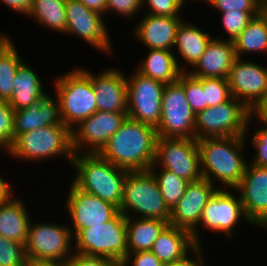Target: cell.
<instances>
[{
  "label": "cell",
  "mask_w": 267,
  "mask_h": 266,
  "mask_svg": "<svg viewBox=\"0 0 267 266\" xmlns=\"http://www.w3.org/2000/svg\"><path fill=\"white\" fill-rule=\"evenodd\" d=\"M250 110L238 99L230 100L196 114L195 139L244 136Z\"/></svg>",
  "instance_id": "cell-10"
},
{
  "label": "cell",
  "mask_w": 267,
  "mask_h": 266,
  "mask_svg": "<svg viewBox=\"0 0 267 266\" xmlns=\"http://www.w3.org/2000/svg\"><path fill=\"white\" fill-rule=\"evenodd\" d=\"M239 193L245 214L259 230H267V167L248 162L239 185Z\"/></svg>",
  "instance_id": "cell-18"
},
{
  "label": "cell",
  "mask_w": 267,
  "mask_h": 266,
  "mask_svg": "<svg viewBox=\"0 0 267 266\" xmlns=\"http://www.w3.org/2000/svg\"><path fill=\"white\" fill-rule=\"evenodd\" d=\"M253 121L255 119L250 116L244 136L197 139L202 176L214 186L220 183L216 185L219 189L234 190L239 185L249 162L244 151Z\"/></svg>",
  "instance_id": "cell-1"
},
{
  "label": "cell",
  "mask_w": 267,
  "mask_h": 266,
  "mask_svg": "<svg viewBox=\"0 0 267 266\" xmlns=\"http://www.w3.org/2000/svg\"><path fill=\"white\" fill-rule=\"evenodd\" d=\"M250 116L267 127V112H250Z\"/></svg>",
  "instance_id": "cell-51"
},
{
  "label": "cell",
  "mask_w": 267,
  "mask_h": 266,
  "mask_svg": "<svg viewBox=\"0 0 267 266\" xmlns=\"http://www.w3.org/2000/svg\"><path fill=\"white\" fill-rule=\"evenodd\" d=\"M67 266H122V263L107 257L87 255L74 251L67 262Z\"/></svg>",
  "instance_id": "cell-43"
},
{
  "label": "cell",
  "mask_w": 267,
  "mask_h": 266,
  "mask_svg": "<svg viewBox=\"0 0 267 266\" xmlns=\"http://www.w3.org/2000/svg\"><path fill=\"white\" fill-rule=\"evenodd\" d=\"M196 114L190 107L183 85L165 84L162 94L161 119L156 127L158 137L195 138Z\"/></svg>",
  "instance_id": "cell-13"
},
{
  "label": "cell",
  "mask_w": 267,
  "mask_h": 266,
  "mask_svg": "<svg viewBox=\"0 0 267 266\" xmlns=\"http://www.w3.org/2000/svg\"><path fill=\"white\" fill-rule=\"evenodd\" d=\"M150 168H163L188 182L202 176L200 152L195 138H163L156 141V158Z\"/></svg>",
  "instance_id": "cell-12"
},
{
  "label": "cell",
  "mask_w": 267,
  "mask_h": 266,
  "mask_svg": "<svg viewBox=\"0 0 267 266\" xmlns=\"http://www.w3.org/2000/svg\"><path fill=\"white\" fill-rule=\"evenodd\" d=\"M236 58L233 41L213 37L188 73L200 78H228Z\"/></svg>",
  "instance_id": "cell-22"
},
{
  "label": "cell",
  "mask_w": 267,
  "mask_h": 266,
  "mask_svg": "<svg viewBox=\"0 0 267 266\" xmlns=\"http://www.w3.org/2000/svg\"><path fill=\"white\" fill-rule=\"evenodd\" d=\"M72 182L80 189L110 202L120 209L123 199L124 179L129 172L115 166L99 153H77L73 155Z\"/></svg>",
  "instance_id": "cell-3"
},
{
  "label": "cell",
  "mask_w": 267,
  "mask_h": 266,
  "mask_svg": "<svg viewBox=\"0 0 267 266\" xmlns=\"http://www.w3.org/2000/svg\"><path fill=\"white\" fill-rule=\"evenodd\" d=\"M25 258L23 244L0 236V266H23Z\"/></svg>",
  "instance_id": "cell-38"
},
{
  "label": "cell",
  "mask_w": 267,
  "mask_h": 266,
  "mask_svg": "<svg viewBox=\"0 0 267 266\" xmlns=\"http://www.w3.org/2000/svg\"><path fill=\"white\" fill-rule=\"evenodd\" d=\"M178 81L183 85L186 99L195 114L205 110L207 104H205V91H203L202 87V78L193 77L188 72H183Z\"/></svg>",
  "instance_id": "cell-35"
},
{
  "label": "cell",
  "mask_w": 267,
  "mask_h": 266,
  "mask_svg": "<svg viewBox=\"0 0 267 266\" xmlns=\"http://www.w3.org/2000/svg\"><path fill=\"white\" fill-rule=\"evenodd\" d=\"M203 245H196L187 255L183 258L173 261L168 264H164V266H207V258ZM191 254V255H190ZM193 255V256H192ZM205 255V256H204Z\"/></svg>",
  "instance_id": "cell-45"
},
{
  "label": "cell",
  "mask_w": 267,
  "mask_h": 266,
  "mask_svg": "<svg viewBox=\"0 0 267 266\" xmlns=\"http://www.w3.org/2000/svg\"><path fill=\"white\" fill-rule=\"evenodd\" d=\"M14 109L7 101L0 100V151L7 152L13 142L14 137Z\"/></svg>",
  "instance_id": "cell-37"
},
{
  "label": "cell",
  "mask_w": 267,
  "mask_h": 266,
  "mask_svg": "<svg viewBox=\"0 0 267 266\" xmlns=\"http://www.w3.org/2000/svg\"><path fill=\"white\" fill-rule=\"evenodd\" d=\"M168 224L158 218L126 217L127 253L150 251Z\"/></svg>",
  "instance_id": "cell-29"
},
{
  "label": "cell",
  "mask_w": 267,
  "mask_h": 266,
  "mask_svg": "<svg viewBox=\"0 0 267 266\" xmlns=\"http://www.w3.org/2000/svg\"><path fill=\"white\" fill-rule=\"evenodd\" d=\"M3 4L8 7V9H11L12 11H15L16 13H20L27 17L29 14L32 5L33 0H0Z\"/></svg>",
  "instance_id": "cell-46"
},
{
  "label": "cell",
  "mask_w": 267,
  "mask_h": 266,
  "mask_svg": "<svg viewBox=\"0 0 267 266\" xmlns=\"http://www.w3.org/2000/svg\"><path fill=\"white\" fill-rule=\"evenodd\" d=\"M51 93V94H50ZM64 124L60 114V102L49 91L38 103L16 110L14 113V137L50 125Z\"/></svg>",
  "instance_id": "cell-23"
},
{
  "label": "cell",
  "mask_w": 267,
  "mask_h": 266,
  "mask_svg": "<svg viewBox=\"0 0 267 266\" xmlns=\"http://www.w3.org/2000/svg\"><path fill=\"white\" fill-rule=\"evenodd\" d=\"M200 27L196 23L186 20H183L178 26L173 51H177L174 55L183 72H188L197 63L207 44L213 38L211 33L203 31Z\"/></svg>",
  "instance_id": "cell-24"
},
{
  "label": "cell",
  "mask_w": 267,
  "mask_h": 266,
  "mask_svg": "<svg viewBox=\"0 0 267 266\" xmlns=\"http://www.w3.org/2000/svg\"><path fill=\"white\" fill-rule=\"evenodd\" d=\"M6 179L8 178H3L0 174V203L9 200L15 194L14 188H12L14 186L11 185L10 180Z\"/></svg>",
  "instance_id": "cell-47"
},
{
  "label": "cell",
  "mask_w": 267,
  "mask_h": 266,
  "mask_svg": "<svg viewBox=\"0 0 267 266\" xmlns=\"http://www.w3.org/2000/svg\"><path fill=\"white\" fill-rule=\"evenodd\" d=\"M250 112H267V88L260 101L250 110Z\"/></svg>",
  "instance_id": "cell-50"
},
{
  "label": "cell",
  "mask_w": 267,
  "mask_h": 266,
  "mask_svg": "<svg viewBox=\"0 0 267 266\" xmlns=\"http://www.w3.org/2000/svg\"><path fill=\"white\" fill-rule=\"evenodd\" d=\"M181 1H182V2H183L185 5H186V4H188V3H189V1H192V2H194V3H195V1H197V0H181ZM201 1H203V2H204L205 0H198V2H199V3H201ZM187 2H188V3H187Z\"/></svg>",
  "instance_id": "cell-53"
},
{
  "label": "cell",
  "mask_w": 267,
  "mask_h": 266,
  "mask_svg": "<svg viewBox=\"0 0 267 266\" xmlns=\"http://www.w3.org/2000/svg\"><path fill=\"white\" fill-rule=\"evenodd\" d=\"M218 189L210 198L202 211L201 220L198 227L191 233L196 245L202 244L200 230L223 234L226 239H233L236 233L235 227L243 220L244 223L255 226L247 218L240 195L234 189ZM234 193V194H233Z\"/></svg>",
  "instance_id": "cell-7"
},
{
  "label": "cell",
  "mask_w": 267,
  "mask_h": 266,
  "mask_svg": "<svg viewBox=\"0 0 267 266\" xmlns=\"http://www.w3.org/2000/svg\"><path fill=\"white\" fill-rule=\"evenodd\" d=\"M260 12H243L239 10L226 11L218 13L221 16V24L228 37L217 35L215 38L222 40L235 41L239 34L247 27L250 21L257 16Z\"/></svg>",
  "instance_id": "cell-34"
},
{
  "label": "cell",
  "mask_w": 267,
  "mask_h": 266,
  "mask_svg": "<svg viewBox=\"0 0 267 266\" xmlns=\"http://www.w3.org/2000/svg\"><path fill=\"white\" fill-rule=\"evenodd\" d=\"M164 266V264L151 252L140 251L127 253L122 266Z\"/></svg>",
  "instance_id": "cell-44"
},
{
  "label": "cell",
  "mask_w": 267,
  "mask_h": 266,
  "mask_svg": "<svg viewBox=\"0 0 267 266\" xmlns=\"http://www.w3.org/2000/svg\"><path fill=\"white\" fill-rule=\"evenodd\" d=\"M205 104L213 107L232 98L228 78H202Z\"/></svg>",
  "instance_id": "cell-36"
},
{
  "label": "cell",
  "mask_w": 267,
  "mask_h": 266,
  "mask_svg": "<svg viewBox=\"0 0 267 266\" xmlns=\"http://www.w3.org/2000/svg\"><path fill=\"white\" fill-rule=\"evenodd\" d=\"M156 128L127 118L99 154L124 170L147 171L156 158Z\"/></svg>",
  "instance_id": "cell-2"
},
{
  "label": "cell",
  "mask_w": 267,
  "mask_h": 266,
  "mask_svg": "<svg viewBox=\"0 0 267 266\" xmlns=\"http://www.w3.org/2000/svg\"><path fill=\"white\" fill-rule=\"evenodd\" d=\"M184 16H154L143 13L131 30V38L145 46V49L173 51L176 32Z\"/></svg>",
  "instance_id": "cell-21"
},
{
  "label": "cell",
  "mask_w": 267,
  "mask_h": 266,
  "mask_svg": "<svg viewBox=\"0 0 267 266\" xmlns=\"http://www.w3.org/2000/svg\"><path fill=\"white\" fill-rule=\"evenodd\" d=\"M66 0H33L32 8L27 18L33 19L35 23L44 29L58 34L66 32Z\"/></svg>",
  "instance_id": "cell-31"
},
{
  "label": "cell",
  "mask_w": 267,
  "mask_h": 266,
  "mask_svg": "<svg viewBox=\"0 0 267 266\" xmlns=\"http://www.w3.org/2000/svg\"><path fill=\"white\" fill-rule=\"evenodd\" d=\"M23 201L22 198L13 195L9 200L0 203V236L25 246L32 218Z\"/></svg>",
  "instance_id": "cell-26"
},
{
  "label": "cell",
  "mask_w": 267,
  "mask_h": 266,
  "mask_svg": "<svg viewBox=\"0 0 267 266\" xmlns=\"http://www.w3.org/2000/svg\"><path fill=\"white\" fill-rule=\"evenodd\" d=\"M143 11L142 0H106V15H111V12L118 13V17L124 19L138 17ZM138 15V16H137Z\"/></svg>",
  "instance_id": "cell-42"
},
{
  "label": "cell",
  "mask_w": 267,
  "mask_h": 266,
  "mask_svg": "<svg viewBox=\"0 0 267 266\" xmlns=\"http://www.w3.org/2000/svg\"><path fill=\"white\" fill-rule=\"evenodd\" d=\"M23 266H67V264L53 260H39L26 257Z\"/></svg>",
  "instance_id": "cell-49"
},
{
  "label": "cell",
  "mask_w": 267,
  "mask_h": 266,
  "mask_svg": "<svg viewBox=\"0 0 267 266\" xmlns=\"http://www.w3.org/2000/svg\"><path fill=\"white\" fill-rule=\"evenodd\" d=\"M149 171L155 177L166 205L172 210L184 196L189 182L163 168H149Z\"/></svg>",
  "instance_id": "cell-33"
},
{
  "label": "cell",
  "mask_w": 267,
  "mask_h": 266,
  "mask_svg": "<svg viewBox=\"0 0 267 266\" xmlns=\"http://www.w3.org/2000/svg\"><path fill=\"white\" fill-rule=\"evenodd\" d=\"M127 118V112L96 111L71 130L73 153H99Z\"/></svg>",
  "instance_id": "cell-16"
},
{
  "label": "cell",
  "mask_w": 267,
  "mask_h": 266,
  "mask_svg": "<svg viewBox=\"0 0 267 266\" xmlns=\"http://www.w3.org/2000/svg\"><path fill=\"white\" fill-rule=\"evenodd\" d=\"M142 9L154 16H182L186 6L181 0H142Z\"/></svg>",
  "instance_id": "cell-40"
},
{
  "label": "cell",
  "mask_w": 267,
  "mask_h": 266,
  "mask_svg": "<svg viewBox=\"0 0 267 266\" xmlns=\"http://www.w3.org/2000/svg\"><path fill=\"white\" fill-rule=\"evenodd\" d=\"M261 3H263L267 7V0H260Z\"/></svg>",
  "instance_id": "cell-54"
},
{
  "label": "cell",
  "mask_w": 267,
  "mask_h": 266,
  "mask_svg": "<svg viewBox=\"0 0 267 266\" xmlns=\"http://www.w3.org/2000/svg\"><path fill=\"white\" fill-rule=\"evenodd\" d=\"M235 53L244 59L251 54L267 56V7L250 21L234 41Z\"/></svg>",
  "instance_id": "cell-30"
},
{
  "label": "cell",
  "mask_w": 267,
  "mask_h": 266,
  "mask_svg": "<svg viewBox=\"0 0 267 266\" xmlns=\"http://www.w3.org/2000/svg\"><path fill=\"white\" fill-rule=\"evenodd\" d=\"M196 243L192 234L168 224L159 234L150 250L163 264L179 260L187 255Z\"/></svg>",
  "instance_id": "cell-27"
},
{
  "label": "cell",
  "mask_w": 267,
  "mask_h": 266,
  "mask_svg": "<svg viewBox=\"0 0 267 266\" xmlns=\"http://www.w3.org/2000/svg\"><path fill=\"white\" fill-rule=\"evenodd\" d=\"M74 251L122 263L127 256L126 217L119 212L109 221L81 229L74 236Z\"/></svg>",
  "instance_id": "cell-8"
},
{
  "label": "cell",
  "mask_w": 267,
  "mask_h": 266,
  "mask_svg": "<svg viewBox=\"0 0 267 266\" xmlns=\"http://www.w3.org/2000/svg\"><path fill=\"white\" fill-rule=\"evenodd\" d=\"M74 253V237L67 224L30 221L25 244L26 257L67 264Z\"/></svg>",
  "instance_id": "cell-9"
},
{
  "label": "cell",
  "mask_w": 267,
  "mask_h": 266,
  "mask_svg": "<svg viewBox=\"0 0 267 266\" xmlns=\"http://www.w3.org/2000/svg\"><path fill=\"white\" fill-rule=\"evenodd\" d=\"M8 36L0 45V100L8 101L13 92V82L23 58Z\"/></svg>",
  "instance_id": "cell-32"
},
{
  "label": "cell",
  "mask_w": 267,
  "mask_h": 266,
  "mask_svg": "<svg viewBox=\"0 0 267 266\" xmlns=\"http://www.w3.org/2000/svg\"><path fill=\"white\" fill-rule=\"evenodd\" d=\"M5 155L25 163L64 158L71 166L74 155L71 130L65 124H58L18 135Z\"/></svg>",
  "instance_id": "cell-4"
},
{
  "label": "cell",
  "mask_w": 267,
  "mask_h": 266,
  "mask_svg": "<svg viewBox=\"0 0 267 266\" xmlns=\"http://www.w3.org/2000/svg\"><path fill=\"white\" fill-rule=\"evenodd\" d=\"M51 84L60 102L62 121L70 130L97 111L91 75L84 68L76 66L58 74Z\"/></svg>",
  "instance_id": "cell-5"
},
{
  "label": "cell",
  "mask_w": 267,
  "mask_h": 266,
  "mask_svg": "<svg viewBox=\"0 0 267 266\" xmlns=\"http://www.w3.org/2000/svg\"><path fill=\"white\" fill-rule=\"evenodd\" d=\"M66 200L63 199L65 212L70 217L69 227L73 237L81 230L109 221L120 211L110 202L78 188L71 180L68 181ZM66 201V202H65Z\"/></svg>",
  "instance_id": "cell-15"
},
{
  "label": "cell",
  "mask_w": 267,
  "mask_h": 266,
  "mask_svg": "<svg viewBox=\"0 0 267 266\" xmlns=\"http://www.w3.org/2000/svg\"><path fill=\"white\" fill-rule=\"evenodd\" d=\"M127 79V114L128 118L157 127L161 119L163 82L151 79L136 69Z\"/></svg>",
  "instance_id": "cell-14"
},
{
  "label": "cell",
  "mask_w": 267,
  "mask_h": 266,
  "mask_svg": "<svg viewBox=\"0 0 267 266\" xmlns=\"http://www.w3.org/2000/svg\"><path fill=\"white\" fill-rule=\"evenodd\" d=\"M218 13L239 10L243 12H261L266 6L260 0H205Z\"/></svg>",
  "instance_id": "cell-41"
},
{
  "label": "cell",
  "mask_w": 267,
  "mask_h": 266,
  "mask_svg": "<svg viewBox=\"0 0 267 266\" xmlns=\"http://www.w3.org/2000/svg\"><path fill=\"white\" fill-rule=\"evenodd\" d=\"M9 36V34L1 33L0 32V45L1 43Z\"/></svg>",
  "instance_id": "cell-52"
},
{
  "label": "cell",
  "mask_w": 267,
  "mask_h": 266,
  "mask_svg": "<svg viewBox=\"0 0 267 266\" xmlns=\"http://www.w3.org/2000/svg\"><path fill=\"white\" fill-rule=\"evenodd\" d=\"M119 211L125 217L158 218L168 222L171 216V210L149 170L127 173Z\"/></svg>",
  "instance_id": "cell-6"
},
{
  "label": "cell",
  "mask_w": 267,
  "mask_h": 266,
  "mask_svg": "<svg viewBox=\"0 0 267 266\" xmlns=\"http://www.w3.org/2000/svg\"><path fill=\"white\" fill-rule=\"evenodd\" d=\"M218 189L204 178L189 182L184 196L171 210L169 224L192 233L200 223L203 209Z\"/></svg>",
  "instance_id": "cell-19"
},
{
  "label": "cell",
  "mask_w": 267,
  "mask_h": 266,
  "mask_svg": "<svg viewBox=\"0 0 267 266\" xmlns=\"http://www.w3.org/2000/svg\"><path fill=\"white\" fill-rule=\"evenodd\" d=\"M66 36L78 37L86 45H90L104 53L105 56H113L115 49L105 17L100 13L88 9L79 0H66ZM106 22V23H105ZM113 45V46H112Z\"/></svg>",
  "instance_id": "cell-11"
},
{
  "label": "cell",
  "mask_w": 267,
  "mask_h": 266,
  "mask_svg": "<svg viewBox=\"0 0 267 266\" xmlns=\"http://www.w3.org/2000/svg\"><path fill=\"white\" fill-rule=\"evenodd\" d=\"M145 58L135 68L142 75L169 84L176 82L183 71L175 58V51L148 49Z\"/></svg>",
  "instance_id": "cell-28"
},
{
  "label": "cell",
  "mask_w": 267,
  "mask_h": 266,
  "mask_svg": "<svg viewBox=\"0 0 267 266\" xmlns=\"http://www.w3.org/2000/svg\"><path fill=\"white\" fill-rule=\"evenodd\" d=\"M88 9L94 10L106 18V0H79Z\"/></svg>",
  "instance_id": "cell-48"
},
{
  "label": "cell",
  "mask_w": 267,
  "mask_h": 266,
  "mask_svg": "<svg viewBox=\"0 0 267 266\" xmlns=\"http://www.w3.org/2000/svg\"><path fill=\"white\" fill-rule=\"evenodd\" d=\"M259 124V127H255L256 129L251 130L253 134H251L252 138H249L251 149H255L252 154V159L248 160L250 164H254L261 167H267V127L263 125L259 120H256L255 123ZM261 125V126H260ZM257 130V131H256Z\"/></svg>",
  "instance_id": "cell-39"
},
{
  "label": "cell",
  "mask_w": 267,
  "mask_h": 266,
  "mask_svg": "<svg viewBox=\"0 0 267 266\" xmlns=\"http://www.w3.org/2000/svg\"><path fill=\"white\" fill-rule=\"evenodd\" d=\"M259 63L237 57L228 77L232 97L240 100L249 110L260 101L267 88V63L265 66Z\"/></svg>",
  "instance_id": "cell-17"
},
{
  "label": "cell",
  "mask_w": 267,
  "mask_h": 266,
  "mask_svg": "<svg viewBox=\"0 0 267 266\" xmlns=\"http://www.w3.org/2000/svg\"><path fill=\"white\" fill-rule=\"evenodd\" d=\"M13 84L12 96L7 102L14 111L38 103L39 99L49 93L42 78L25 60L19 65Z\"/></svg>",
  "instance_id": "cell-25"
},
{
  "label": "cell",
  "mask_w": 267,
  "mask_h": 266,
  "mask_svg": "<svg viewBox=\"0 0 267 266\" xmlns=\"http://www.w3.org/2000/svg\"><path fill=\"white\" fill-rule=\"evenodd\" d=\"M83 68L91 75L92 86L96 94L97 111L127 112L126 73L116 67H105L97 74L91 69Z\"/></svg>",
  "instance_id": "cell-20"
}]
</instances>
